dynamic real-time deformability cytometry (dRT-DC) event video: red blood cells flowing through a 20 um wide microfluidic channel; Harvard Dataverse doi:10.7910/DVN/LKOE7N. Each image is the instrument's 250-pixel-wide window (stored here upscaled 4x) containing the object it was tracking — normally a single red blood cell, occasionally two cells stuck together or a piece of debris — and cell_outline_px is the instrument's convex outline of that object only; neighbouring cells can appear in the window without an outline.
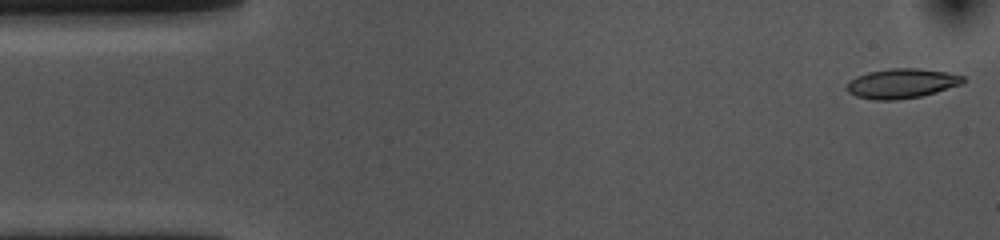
{"species": "common noctule bat (a hibernating species)", "species_latin": "Nyctalus noctula", "temperature_condition": "cold", "stored_images_in_passage": 54, "camera_frame_rate_fps": 3000, "um_per_image_px": 0.085, "animal": {"sex": "female", "body_mass_g": 10.0, "forearm_length_mm": 53.1}, "frame": {"image": 1, "passage_image": 1, "time_ms": 0.0, "image_size_px": [1000, 240], "cell_outline_px": [[964, 84], [936, 92], [920, 96], [896, 100], [876, 100], [856, 96], [848, 92], [844, 88], [856, 76], [868, 72], [888, 68], [920, 68], [948, 72], [964, 76]], "centroid_in_image_um": [76.66, 7.08], "position_along_channel_um": 8.3, "area_um2": 20.23}}
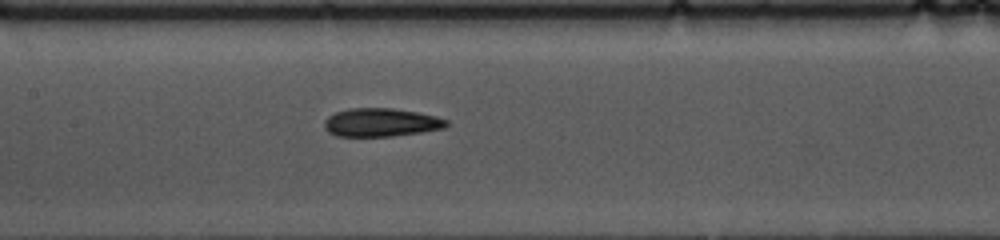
{"frame": {"image": 2, "passage_image": 24, "time_ms": 7.667, "image_size_px": [1000, 240], "cell_outline_px": [[448, 124], [444, 128], [420, 132], [392, 136], [336, 136], [328, 132], [324, 128], [324, 120], [328, 116], [336, 112], [348, 108], [392, 108], [416, 112], [436, 116], [448, 120]], "centroid_in_image_um": [32.36, 10.4], "position_along_channel_um": 175.0, "area_um2": 20.17}}
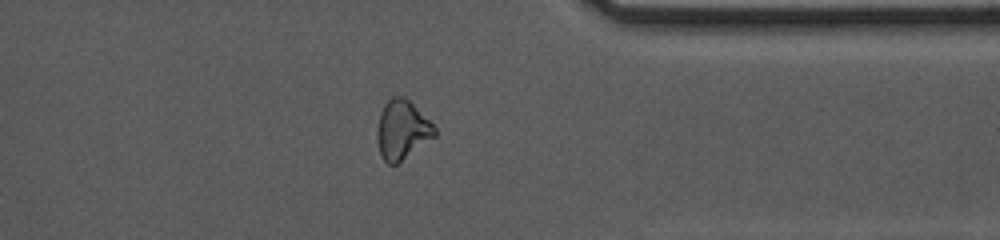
{"frame": {"image": 3, "passage_image": 42, "time_ms": 13.667, "image_size_px": [1000, 240], "cell_outline_px": [[436, 136], [396, 164], [388, 164], [380, 156], [376, 140], [376, 128], [380, 112], [384, 104], [392, 96], [404, 96], [436, 128]], "centroid_in_image_um": [34.13, 11.05], "position_along_channel_um": 377.3, "area_um2": 19.77}, "authors_computed_cell_mechanics": {"area_um2": 20.2589, "velocity_mm_per_s": 3.5591, "shape_relaxation_time_tau1_ms": 4.9635, "shape_relaxation_time_tau2_ms": 4.8327, "deformation_change_tau1": 0.1514, "deformation_change_tau2": 0.1397}}